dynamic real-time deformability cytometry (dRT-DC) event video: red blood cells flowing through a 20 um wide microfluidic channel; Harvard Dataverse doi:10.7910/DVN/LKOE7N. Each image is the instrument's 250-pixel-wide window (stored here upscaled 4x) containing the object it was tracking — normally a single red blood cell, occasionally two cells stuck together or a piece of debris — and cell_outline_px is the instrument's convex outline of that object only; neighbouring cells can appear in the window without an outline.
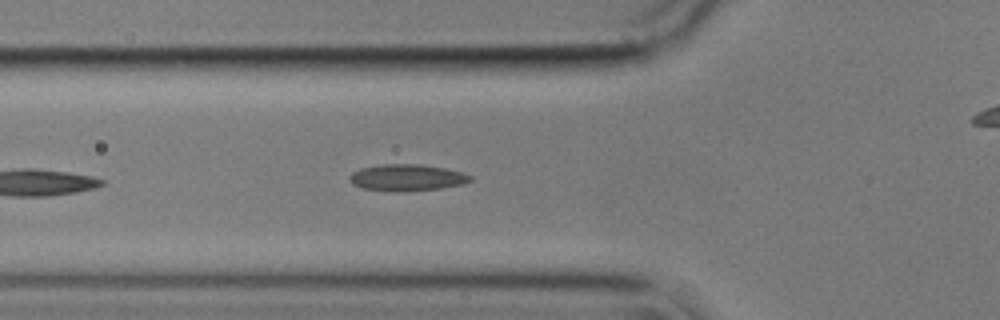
{"species": "common noctule bat (a hibernating species)", "species_latin": "Nyctalus noctula", "temperature_condition": "cold", "stored_images_in_passage": 43, "camera_frame_rate_fps": 3000, "um_per_image_px": 0.085, "animal": {"sex": "male", "body_mass_g": 17.9}, "frame": {"image": 1, "passage_image": 6, "time_ms": 1.667, "image_size_px": [1000, 320], "cell_outline_px": [[472, 180], [464, 184], [440, 188], [404, 192], [392, 192], [364, 188], [352, 184], [348, 180], [348, 176], [352, 172], [360, 168], [384, 164], [420, 164], [444, 168], [464, 172], [472, 176]], "centroid_in_image_um": [34.58, 15.1], "position_along_channel_um": 91.2, "area_um2": 18.96}}
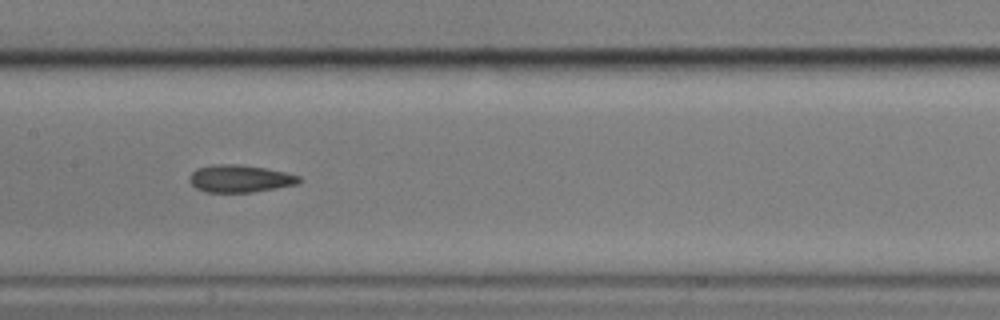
{"frame": {"image": 2, "passage_image": 14, "time_ms": 4.333, "image_size_px": [1000, 320], "cell_outline_px": [[304, 180], [296, 184], [276, 188], [252, 192], [204, 192], [196, 188], [188, 180], [188, 176], [196, 168], [212, 164], [240, 164], [264, 168], [284, 172], [300, 176]], "centroid_in_image_um": [20.36, 15.18], "position_along_channel_um": 187.0, "area_um2": 17.63}}
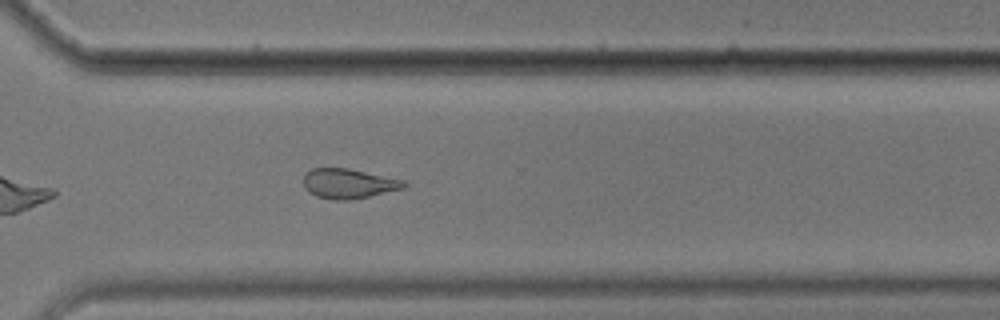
{"frame": {"image": 3, "passage_image": 27, "time_ms": 8.667, "image_size_px": [1000, 320], "cell_outline_px": [[408, 184], [404, 188], [368, 196], [348, 200], [332, 200], [316, 196], [308, 192], [304, 188], [304, 172], [312, 168], [348, 168], [404, 180]], "centroid_in_image_um": [29.59, 15.6], "position_along_channel_um": 341.0, "area_um2": 17.46}, "authors_computed_cell_mechanics": {"area_um2": 18.7272, "velocity_mm_per_s": 3.5599, "shape_relaxation_time_tau1_ms": 7.1231, "shape_relaxation_time_tau2_ms": 3.6625, "deformation_change_tau1": 0.1257, "deformation_change_tau2": 0.1044}}